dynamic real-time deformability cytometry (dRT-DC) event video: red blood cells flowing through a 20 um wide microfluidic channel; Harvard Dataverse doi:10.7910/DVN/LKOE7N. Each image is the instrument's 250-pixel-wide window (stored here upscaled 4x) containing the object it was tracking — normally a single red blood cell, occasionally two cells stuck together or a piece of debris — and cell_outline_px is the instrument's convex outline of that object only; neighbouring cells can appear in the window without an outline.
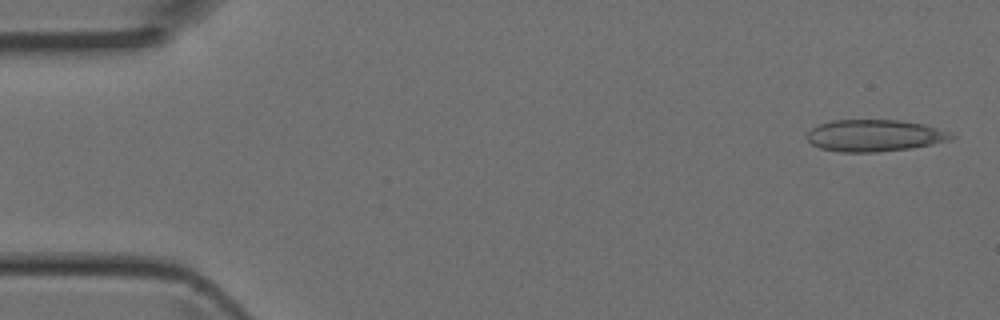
{"species": "Egyptian fruit bat (a non-hibernating species)", "species_latin": "Rousettus aegyptiacus", "temperature_condition": "room temperature", "stored_images_in_passage": 40, "camera_frame_rate_fps": 3000, "um_per_image_px": 0.085, "animal": {"sex": "female"}, "frame": {"image": 1, "passage_image": 1, "time_ms": 0.0, "image_size_px": [1000, 320], "cell_outline_px": [[956, 136], [948, 140], [932, 144], [912, 148], [876, 152], [840, 152], [820, 148], [812, 144], [804, 136], [816, 124], [832, 120], [900, 120], [924, 124], [948, 132]], "centroid_in_image_um": [74.28, 11.52], "position_along_channel_um": 10.7, "area_um2": 26.82}}
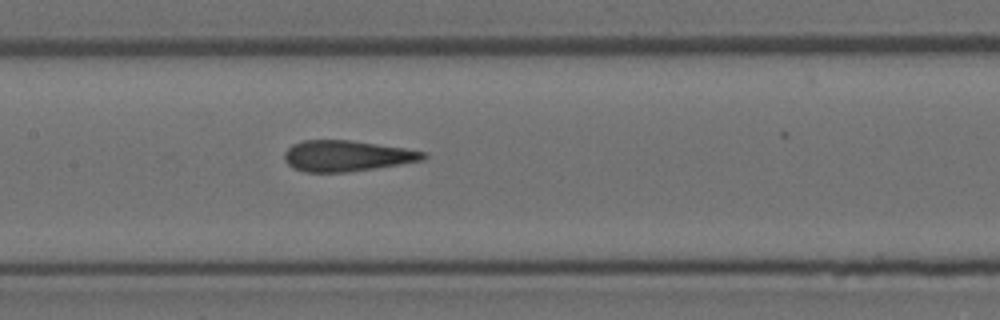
{"frame": {"image": 2, "passage_image": 20, "time_ms": 6.333, "image_size_px": [1000, 320], "cell_outline_px": [[428, 156], [424, 160], [400, 164], [344, 172], [304, 172], [292, 168], [284, 160], [284, 152], [292, 144], [304, 140], [352, 140], [404, 148], [428, 152]], "centroid_in_image_um": [29.46, 13.24], "position_along_channel_um": 177.9, "area_um2": 25.03}}
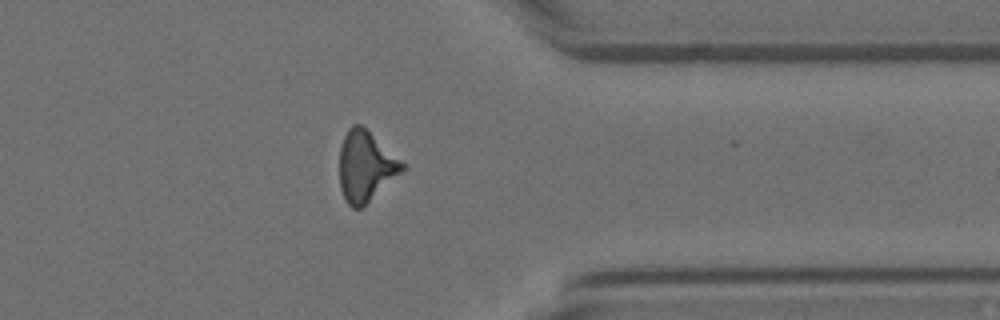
{"frame": {"image": 3, "passage_image": 34, "time_ms": 11.0, "image_size_px": [1000, 320], "cell_outline_px": [[408, 168], [404, 172], [364, 208], [352, 208], [348, 204], [340, 188], [340, 148], [344, 136], [348, 128], [352, 124], [360, 124], [408, 164]], "centroid_in_image_um": [31.15, 14.17], "position_along_channel_um": 380.2, "area_um2": 26.47}}